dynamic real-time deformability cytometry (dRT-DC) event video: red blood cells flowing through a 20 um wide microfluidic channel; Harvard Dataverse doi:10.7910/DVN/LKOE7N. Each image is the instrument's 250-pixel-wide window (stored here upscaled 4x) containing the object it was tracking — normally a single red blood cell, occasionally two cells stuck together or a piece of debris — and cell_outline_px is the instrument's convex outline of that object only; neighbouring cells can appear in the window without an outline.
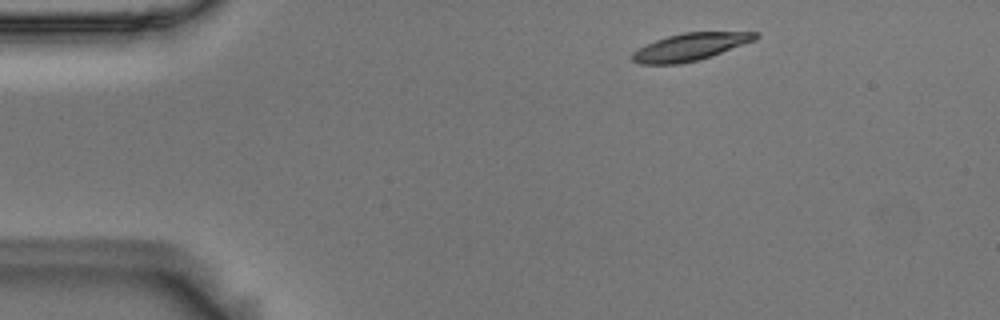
{"species": "Egyptian fruit bat (a non-hibernating species)", "species_latin": "Rousettus aegyptiacus", "temperature_condition": "room temperature", "stored_images_in_passage": 3, "camera_frame_rate_fps": 3000, "um_per_image_px": 0.085, "animal": {"sex": "male"}, "frame": {"image": 1, "passage_image": 1, "time_ms": 0.0, "image_size_px": [1000, 320], "cell_outline_px": [[760, 36], [756, 40], [696, 60], [680, 64], [640, 64], [632, 60], [632, 52], [656, 40], [668, 36], [684, 32], [760, 32]], "centroid_in_image_um": [58.67, 3.97], "position_along_channel_um": 26.3, "area_um2": 19.25}}